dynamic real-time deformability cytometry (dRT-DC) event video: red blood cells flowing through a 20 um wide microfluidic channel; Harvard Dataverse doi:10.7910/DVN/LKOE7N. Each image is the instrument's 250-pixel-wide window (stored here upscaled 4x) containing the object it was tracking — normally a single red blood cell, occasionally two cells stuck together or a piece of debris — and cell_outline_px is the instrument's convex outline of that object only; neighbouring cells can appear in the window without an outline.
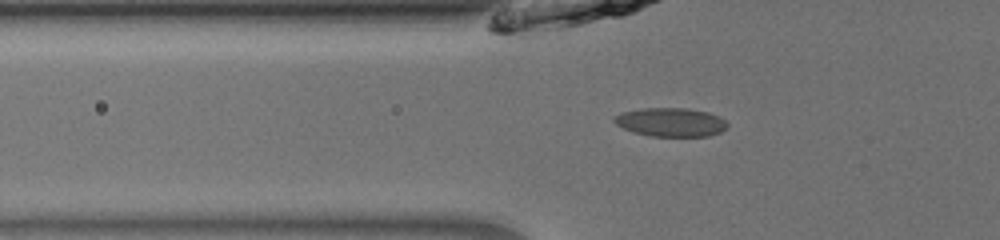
{"species": "common noctule bat (a hibernating species)", "species_latin": "Nyctalus noctula", "temperature_condition": "room temperature", "stored_images_in_passage": 36, "camera_frame_rate_fps": 3000, "um_per_image_px": 0.085, "animal": {"sex": "male", "body_mass_g": 13.0, "forearm_length_mm": 53.1}, "frame": {"image": 1, "passage_image": 3, "time_ms": 0.667, "image_size_px": [1000, 240], "cell_outline_px": [[728, 128], [720, 132], [708, 136], [652, 136], [632, 132], [616, 124], [612, 120], [612, 116], [620, 112], [640, 108], [688, 108], [708, 112], [720, 116], [728, 124]], "centroid_in_image_um": [56.99, 10.37], "position_along_channel_um": 68.8, "area_um2": 19.19}}
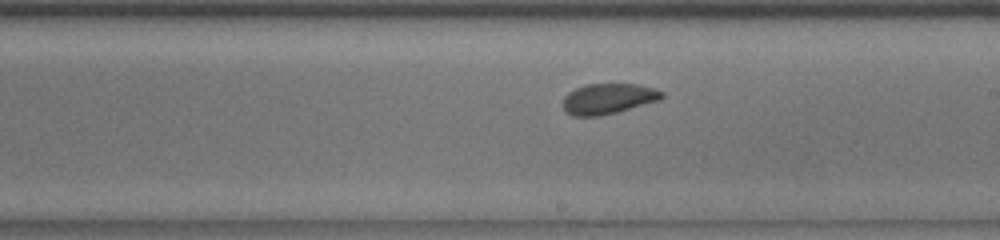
{"frame": {"image": 2, "passage_image": 16, "time_ms": 5.0, "image_size_px": [1000, 240], "cell_outline_px": [[664, 96], [660, 100], [616, 112], [600, 116], [572, 116], [564, 112], [564, 96], [568, 92], [584, 84], [640, 84], [664, 92]], "centroid_in_image_um": [51.68, 8.39], "position_along_channel_um": 237.3, "area_um2": 17.63}}
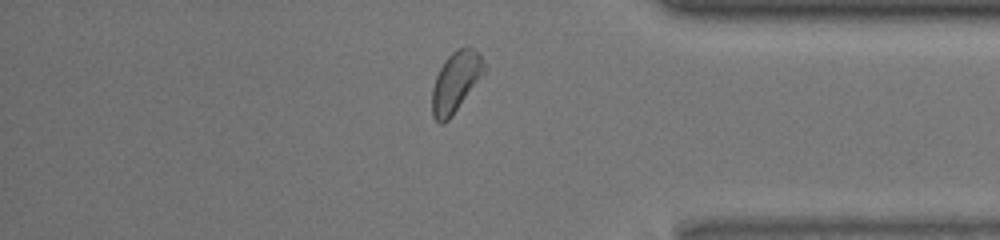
{"frame": {"image": 3, "passage_image": 29, "time_ms": 9.333, "image_size_px": [1000, 240], "cell_outline_px": [[488, 68], [452, 116], [444, 124], [440, 124], [432, 116], [432, 88], [436, 76], [444, 60], [452, 52], [468, 44], [480, 56]], "centroid_in_image_um": [38.73, 6.96], "position_along_channel_um": 396.5, "area_um2": 18.38}, "authors_computed_cell_mechanics": {"area_um2": 18.1781, "velocity_mm_per_s": 3.9297, "shape_relaxation_time_tau1_ms": 1.7214, "shape_relaxation_time_tau2_ms": 1.8561, "deformation_change_tau1": 0.0784, "deformation_change_tau2": 0.0629}}